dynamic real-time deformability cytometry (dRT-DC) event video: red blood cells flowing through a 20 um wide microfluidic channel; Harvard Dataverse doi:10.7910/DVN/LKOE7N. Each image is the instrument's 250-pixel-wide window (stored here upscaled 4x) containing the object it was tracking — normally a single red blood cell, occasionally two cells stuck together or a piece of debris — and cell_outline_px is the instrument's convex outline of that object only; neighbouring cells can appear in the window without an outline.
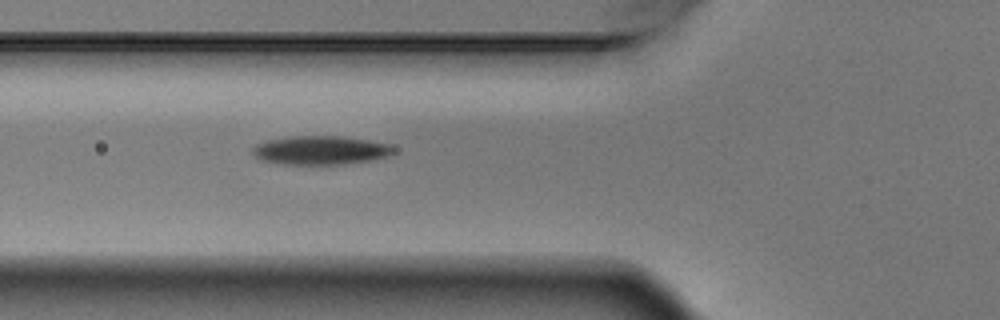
{"species": "Egyptian fruit bat (a non-hibernating species)", "species_latin": "Rousettus aegyptiacus", "temperature_condition": "warm", "stored_images_in_passage": 2, "camera_frame_rate_fps": 3000, "um_per_image_px": 0.085, "animal": {"sex": "male"}, "frame": {"image": 1, "passage_image": 2, "time_ms": 0.333, "image_size_px": [1000, 320], "cell_outline_px": [[396, 148], [388, 156], [372, 160], [344, 164], [284, 164], [260, 160], [252, 156], [252, 148], [256, 144], [264, 140], [292, 136], [336, 136], [364, 140], [388, 144]], "centroid_in_image_um": [27.17, 12.77], "position_along_channel_um": 98.6, "area_um2": 23.58}}